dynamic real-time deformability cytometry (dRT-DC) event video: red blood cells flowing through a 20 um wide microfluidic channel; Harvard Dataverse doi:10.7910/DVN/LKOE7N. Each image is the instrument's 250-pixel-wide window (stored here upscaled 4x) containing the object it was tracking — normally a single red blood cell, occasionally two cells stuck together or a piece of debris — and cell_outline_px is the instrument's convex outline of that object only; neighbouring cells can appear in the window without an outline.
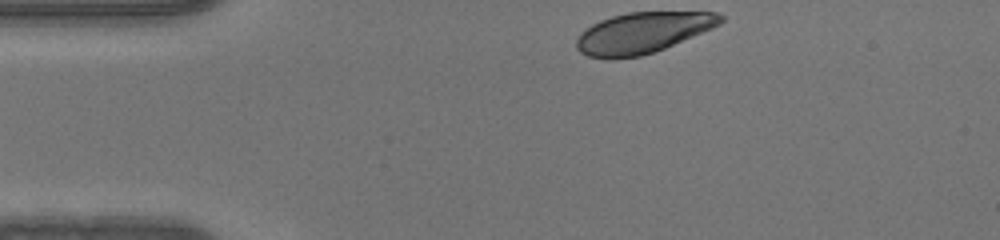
{"species": "human", "species_latin": "Homo sapiens", "temperature_condition": "warm", "stored_images_in_passage": 33, "camera_frame_rate_fps": 3000, "um_per_image_px": 0.085, "donor": {"sex": "male"}, "frame": {"image": 1, "passage_image": 1, "time_ms": 0.0, "image_size_px": [1000, 240], "cell_outline_px": [[724, 20], [720, 24], [712, 28], [664, 48], [640, 56], [608, 60], [588, 56], [580, 52], [576, 48], [576, 40], [580, 32], [592, 24], [600, 20], [612, 16], [628, 12], [716, 12], [724, 16]], "centroid_in_image_um": [54.58, 2.79], "position_along_channel_um": 30.4, "area_um2": 34.33}}
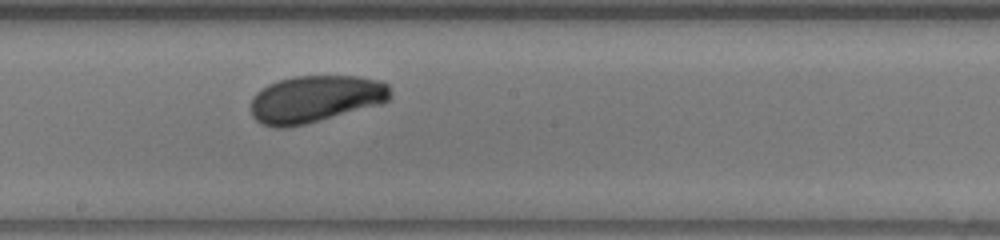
{"frame": {"image": 2, "passage_image": 19, "time_ms": 6.0, "image_size_px": [1000, 240], "cell_outline_px": [[392, 96], [384, 104], [304, 124], [284, 128], [276, 128], [264, 124], [256, 120], [252, 116], [252, 96], [256, 92], [268, 84], [292, 76], [360, 76], [380, 80], [388, 84], [392, 92]], "centroid_in_image_um": [26.85, 8.4], "position_along_channel_um": 221.3, "area_um2": 38.55}}
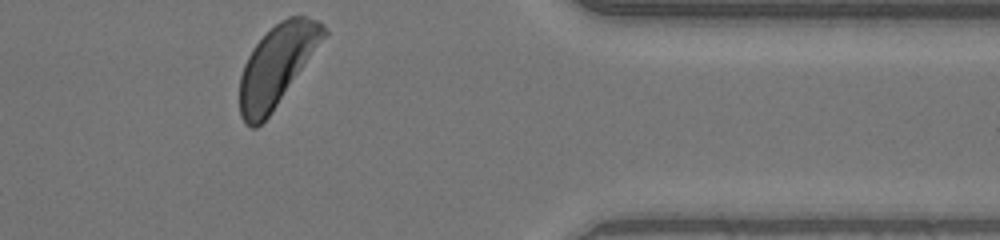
{"frame": {"image": 3, "passage_image": 33, "time_ms": 10.667, "image_size_px": [1000, 240], "cell_outline_px": [[328, 32], [268, 116], [256, 128], [252, 128], [244, 124], [240, 116], [240, 76], [244, 64], [252, 48], [280, 20], [288, 16], [304, 16], [316, 20], [328, 28]], "centroid_in_image_um": [23.5, 5.56], "position_along_channel_um": 387.9, "area_um2": 38.44}}